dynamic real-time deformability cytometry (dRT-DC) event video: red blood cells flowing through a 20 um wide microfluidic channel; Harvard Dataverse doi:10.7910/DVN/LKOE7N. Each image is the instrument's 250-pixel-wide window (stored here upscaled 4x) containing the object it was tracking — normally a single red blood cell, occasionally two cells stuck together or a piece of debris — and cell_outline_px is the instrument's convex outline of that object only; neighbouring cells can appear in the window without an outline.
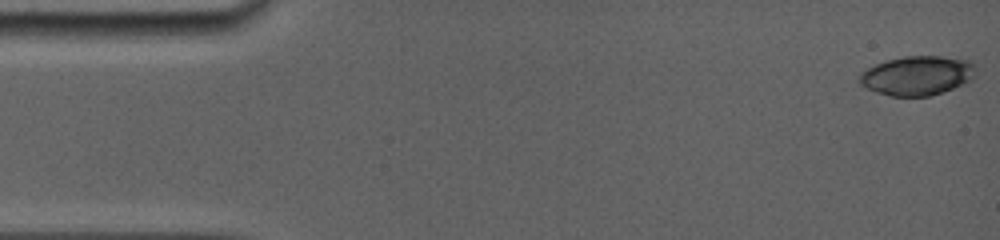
{"species": "common noctule bat (a hibernating species)", "species_latin": "Nyctalus noctula", "temperature_condition": "room temperature", "stored_images_in_passage": 8, "camera_frame_rate_fps": 5000, "um_per_image_px": 0.085, "animal": {"sex": "female", "body_mass_g": 19.0, "forearm_length_mm": 56.7}, "frame": {"image": 1, "passage_image": 1, "time_ms": 0.0, "image_size_px": [1000, 240], "cell_outline_px": [[972, 80], [952, 88], [928, 96], [892, 96], [876, 92], [860, 84], [860, 72], [876, 64], [888, 60], [904, 56], [940, 56], [968, 60], [972, 64]], "centroid_in_image_um": [77.92, 6.42], "position_along_channel_um": 7.1, "area_um2": 26.07}}